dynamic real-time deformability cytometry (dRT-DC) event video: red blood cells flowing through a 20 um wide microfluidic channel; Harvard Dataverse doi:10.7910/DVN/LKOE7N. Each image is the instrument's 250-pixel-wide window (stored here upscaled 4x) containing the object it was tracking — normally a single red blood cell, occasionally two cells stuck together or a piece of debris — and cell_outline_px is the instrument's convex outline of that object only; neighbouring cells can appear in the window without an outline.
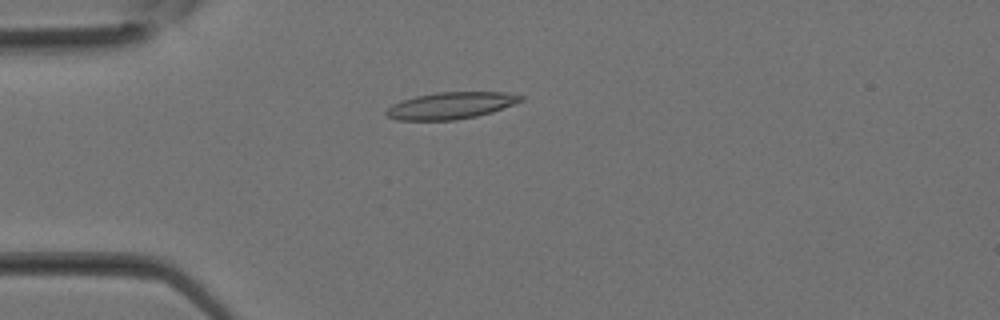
{"species": "Egyptian fruit bat (a non-hibernating species)", "species_latin": "Rousettus aegyptiacus", "temperature_condition": "room temperature", "stored_images_in_passage": 8, "camera_frame_rate_fps": 3000, "um_per_image_px": 0.085, "animal": {"sex": "female"}, "frame": {"image": 1, "passage_image": 1, "time_ms": 0.0, "image_size_px": [1000, 320], "cell_outline_px": [[524, 100], [492, 112], [476, 116], [456, 120], [396, 120], [388, 116], [384, 112], [392, 104], [416, 96], [436, 92], [504, 92], [524, 96]], "centroid_in_image_um": [38.33, 8.97], "position_along_channel_um": 46.7, "area_um2": 20.92}}
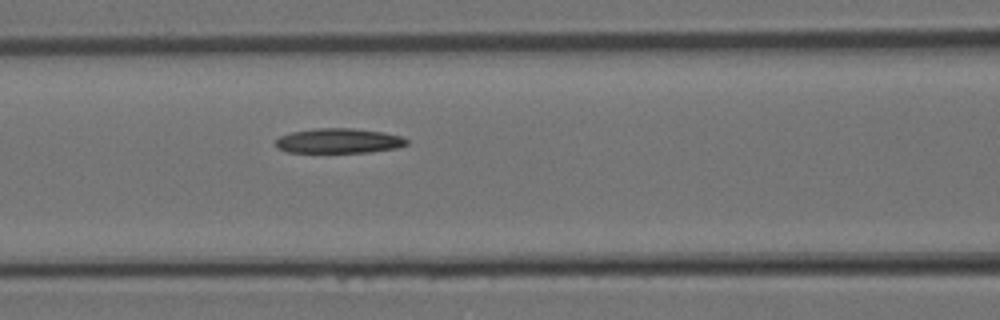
{"frame": {"image": 2, "passage_image": 6, "time_ms": 1.667, "image_size_px": [1000, 320], "cell_outline_px": [[408, 144], [396, 148], [368, 152], [288, 152], [276, 148], [276, 140], [280, 136], [292, 132], [316, 128], [352, 128], [384, 132], [400, 136], [408, 140]], "centroid_in_image_um": [28.79, 11.97], "position_along_channel_um": 137.8, "area_um2": 18.9}}
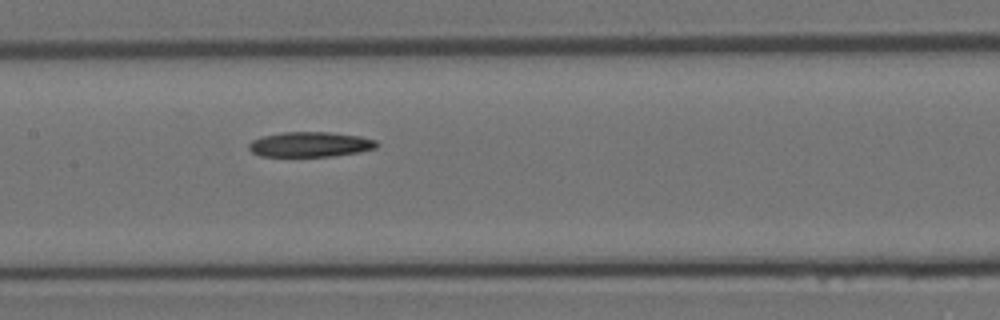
{"frame": {"image": 3, "passage_image": 8, "time_ms": 2.333, "image_size_px": [1000, 320], "cell_outline_px": [[380, 144], [376, 148], [360, 152], [332, 156], [260, 156], [252, 152], [248, 148], [248, 144], [252, 140], [260, 136], [284, 132], [328, 132], [360, 136], [376, 140]], "centroid_in_image_um": [26.37, 12.27], "position_along_channel_um": 181.0, "area_um2": 18.79}}